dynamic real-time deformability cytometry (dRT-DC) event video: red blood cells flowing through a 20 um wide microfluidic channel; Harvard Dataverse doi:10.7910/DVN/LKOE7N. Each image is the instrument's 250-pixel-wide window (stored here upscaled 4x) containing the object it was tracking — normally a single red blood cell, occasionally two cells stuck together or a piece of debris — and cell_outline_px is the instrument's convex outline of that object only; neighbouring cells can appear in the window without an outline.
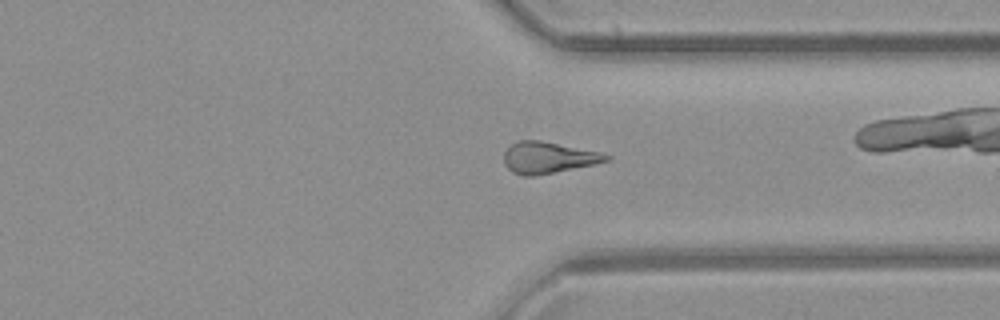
{"species": "common noctule bat (a hibernating species)", "species_latin": "Nyctalus noctula", "temperature_condition": "room temperature", "stored_images_in_passage": 50, "camera_frame_rate_fps": 3000, "um_per_image_px": 0.085, "animal": {"sex": "female", "body_mass_g": 21.9}, "frame": {"image": 1, "passage_image": 36, "time_ms": 11.667, "image_size_px": [1000, 320], "cell_outline_px": [[612, 156], [608, 160], [592, 164], [532, 176], [524, 176], [512, 172], [504, 164], [504, 152], [512, 144], [520, 140], [540, 140], [600, 152]], "centroid_in_image_um": [46.55, 13.38], "position_along_channel_um": 364.8, "area_um2": 18.32}}